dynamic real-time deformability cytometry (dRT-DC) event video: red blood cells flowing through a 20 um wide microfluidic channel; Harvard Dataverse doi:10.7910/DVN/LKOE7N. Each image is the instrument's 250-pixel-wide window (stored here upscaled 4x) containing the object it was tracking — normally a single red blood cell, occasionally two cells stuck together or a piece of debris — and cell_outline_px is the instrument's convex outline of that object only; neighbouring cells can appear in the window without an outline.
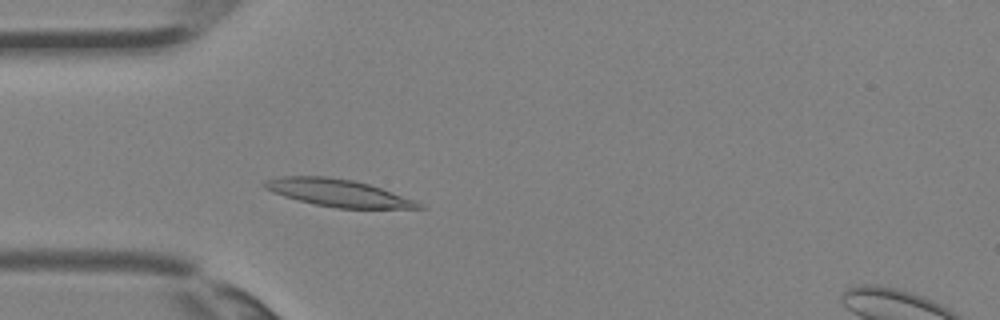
{"species": "Egyptian fruit bat (a non-hibernating species)", "species_latin": "Rousettus aegyptiacus", "temperature_condition": "room temperature", "stored_images_in_passage": 2, "camera_frame_rate_fps": 3000, "um_per_image_px": 0.085, "animal": {"sex": "female"}, "frame": {"image": 1, "passage_image": 1, "time_ms": 0.0, "image_size_px": [1000, 320], "cell_outline_px": [[424, 208], [336, 208], [316, 204], [284, 196], [272, 192], [264, 188], [260, 184], [264, 180], [280, 176], [328, 176], [352, 180], [368, 184], [416, 200], [424, 204]], "centroid_in_image_um": [28.7, 16.38], "position_along_channel_um": 56.3, "area_um2": 24.39}}